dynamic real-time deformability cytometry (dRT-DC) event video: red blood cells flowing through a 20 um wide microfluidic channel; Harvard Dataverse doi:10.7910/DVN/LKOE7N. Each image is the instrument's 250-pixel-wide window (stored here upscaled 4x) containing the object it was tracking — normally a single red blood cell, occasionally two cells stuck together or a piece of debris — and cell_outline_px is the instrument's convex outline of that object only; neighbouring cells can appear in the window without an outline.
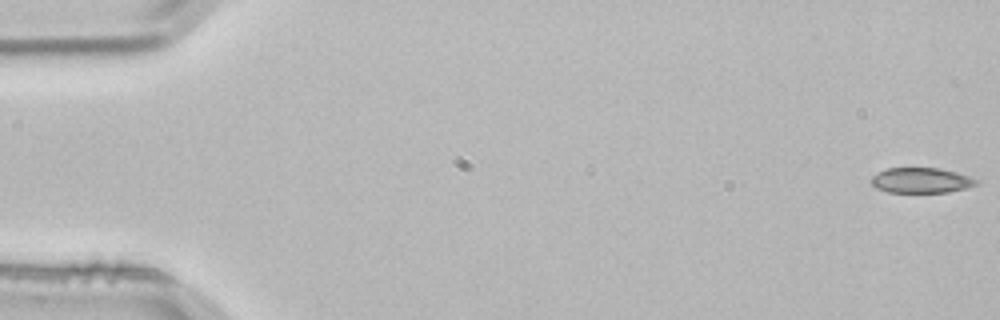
{"species": "common noctule bat (a hibernating species)", "species_latin": "Nyctalus noctula", "temperature_condition": "room temperature", "stored_images_in_passage": 5, "segment_of_instrument_passage": [1, 2], "camera_frame_rate_fps": 3000, "um_per_image_px": 0.085, "animal": {"sex": "male", "body_mass_g": 21.5, "forearm_length_mm": 52.0}, "frame": {"image": 1, "passage_image": 1, "time_ms": 0.0, "image_size_px": [1000, 320], "cell_outline_px": [[976, 184], [964, 188], [948, 192], [888, 192], [876, 188], [872, 184], [872, 176], [888, 168], [940, 168], [956, 172], [968, 176], [976, 180]], "centroid_in_image_um": [78.27, 15.33], "position_along_channel_um": 6.7, "area_um2": 15.14}}
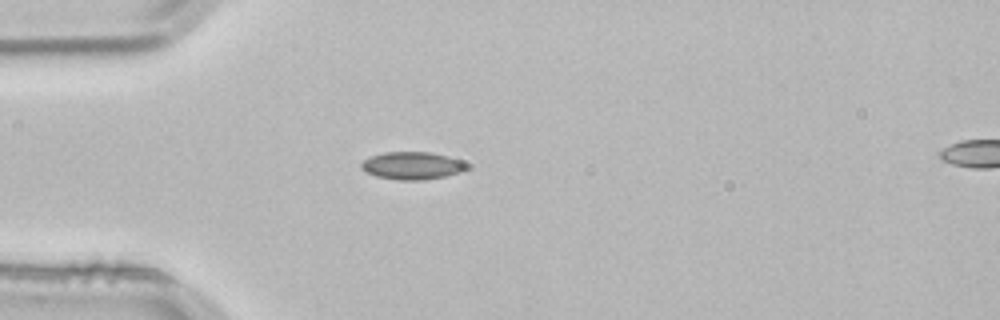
{"frame": {"image": 2, "passage_image": 4, "time_ms": 1.0, "image_size_px": [1000, 320], "cell_outline_px": [[468, 168], [460, 172], [444, 176], [424, 180], [400, 180], [376, 176], [360, 168], [360, 164], [364, 160], [372, 156], [384, 152], [428, 152], [448, 156], [460, 160], [468, 164]], "centroid_in_image_um": [35.04, 14.08], "position_along_channel_um": 50.0, "area_um2": 16.82}}